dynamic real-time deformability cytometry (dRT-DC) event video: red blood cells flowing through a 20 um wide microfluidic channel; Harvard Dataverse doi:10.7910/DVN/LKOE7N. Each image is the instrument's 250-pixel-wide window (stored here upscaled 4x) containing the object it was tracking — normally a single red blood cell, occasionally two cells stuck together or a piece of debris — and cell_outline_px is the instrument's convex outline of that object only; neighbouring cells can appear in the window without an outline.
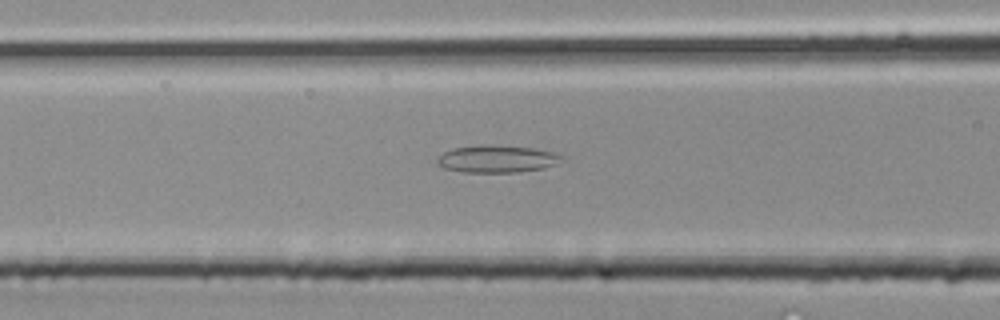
{"species": "common noctule bat (a hibernating species)", "species_latin": "Nyctalus noctula", "temperature_condition": "room temperature", "stored_images_in_passage": 33, "camera_frame_rate_fps": 3000, "um_per_image_px": 0.085, "animal": {"sex": "male", "body_mass_g": 20.4}, "frame": {"image": 1, "passage_image": 14, "time_ms": 4.333, "image_size_px": [1000, 320], "cell_outline_px": [[568, 156], [556, 164], [544, 168], [516, 172], [464, 172], [444, 168], [436, 160], [444, 152], [452, 148], [484, 144], [488, 144], [532, 148], [552, 152]], "centroid_in_image_um": [42.28, 13.5], "position_along_channel_um": 124.3, "area_um2": 19.83}}
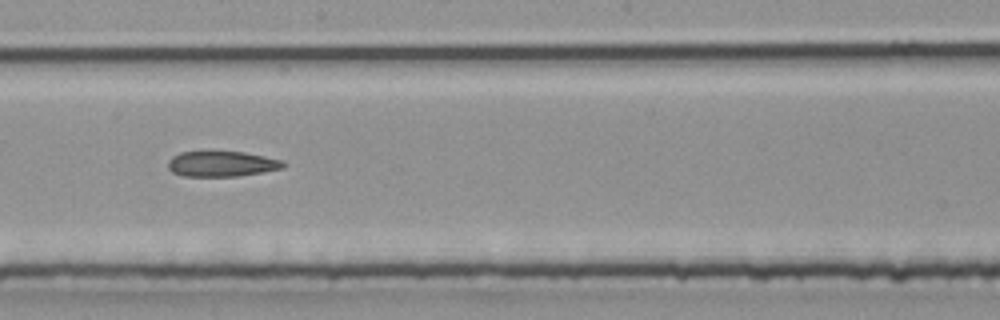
{"frame": {"image": 2, "passage_image": 19, "time_ms": 6.0, "image_size_px": [1000, 320], "cell_outline_px": [[288, 164], [284, 168], [240, 176], [184, 176], [172, 172], [168, 168], [168, 160], [172, 156], [180, 152], [244, 152], [284, 160]], "centroid_in_image_um": [18.88, 13.93], "position_along_channel_um": 229.3, "area_um2": 17.17}}
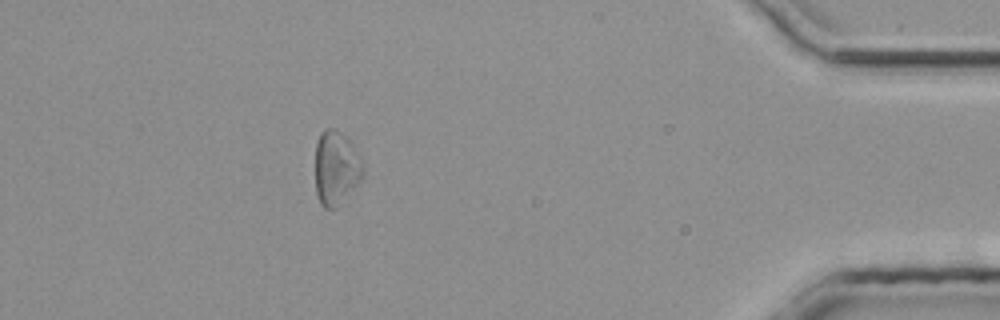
{"frame": {"image": 3, "passage_image": 30, "time_ms": 9.667, "image_size_px": [1000, 320], "cell_outline_px": [[364, 172], [360, 180], [336, 208], [324, 208], [320, 204], [316, 192], [316, 140], [320, 132], [324, 128], [336, 128], [352, 144], [364, 168]], "centroid_in_image_um": [28.53, 14.26], "position_along_channel_um": 406.7, "area_um2": 20.4}}